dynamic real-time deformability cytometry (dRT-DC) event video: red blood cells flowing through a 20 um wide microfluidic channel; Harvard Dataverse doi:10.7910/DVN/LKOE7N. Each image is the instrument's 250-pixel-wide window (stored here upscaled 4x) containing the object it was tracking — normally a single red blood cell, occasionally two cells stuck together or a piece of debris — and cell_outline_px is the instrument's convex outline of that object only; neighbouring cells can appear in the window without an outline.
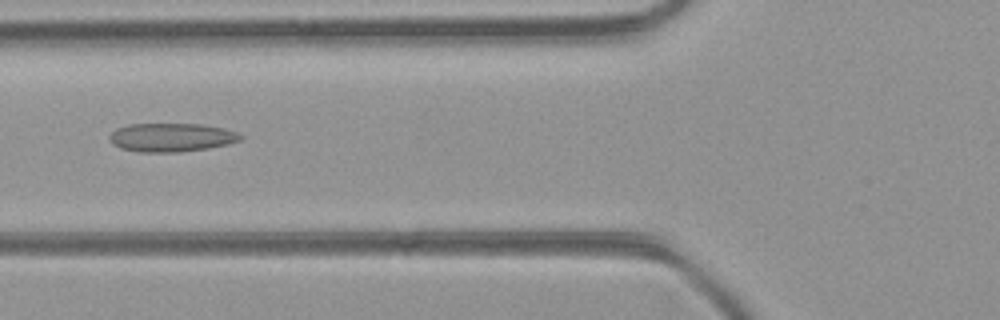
{"species": "common noctule bat (a hibernating species)", "species_latin": "Nyctalus noctula", "temperature_condition": "room temperature", "stored_images_in_passage": 35, "camera_frame_rate_fps": 3000, "um_per_image_px": 0.085, "animal": {"sex": "female", "body_mass_g": 21.9}, "frame": {"image": 1, "passage_image": 8, "time_ms": 2.333, "image_size_px": [1000, 320], "cell_outline_px": [[244, 136], [240, 140], [228, 144], [208, 148], [180, 152], [140, 152], [120, 148], [112, 144], [108, 140], [108, 136], [116, 128], [128, 124], [204, 124], [224, 128], [236, 132]], "centroid_in_image_um": [14.55, 11.68], "position_along_channel_um": 111.3, "area_um2": 22.02}}
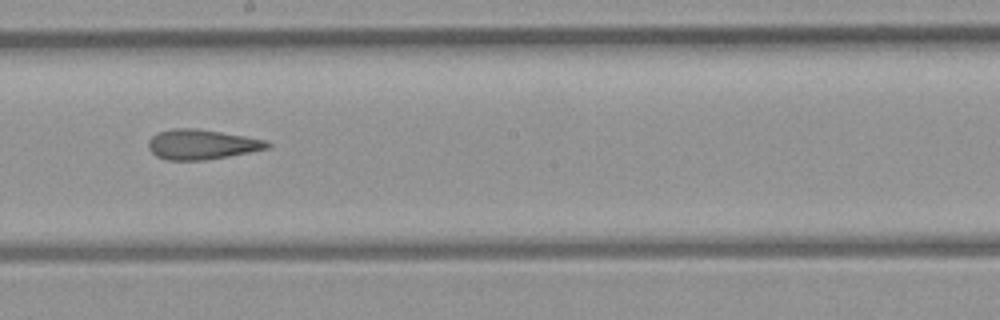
{"frame": {"image": 2, "passage_image": 16, "time_ms": 5.0, "image_size_px": [1000, 320], "cell_outline_px": [[272, 144], [268, 148], [228, 156], [204, 160], [168, 160], [156, 156], [148, 148], [148, 140], [152, 136], [160, 132], [172, 128], [196, 128], [268, 140]], "centroid_in_image_um": [17.13, 12.27], "position_along_channel_um": 231.1, "area_um2": 20.63}}
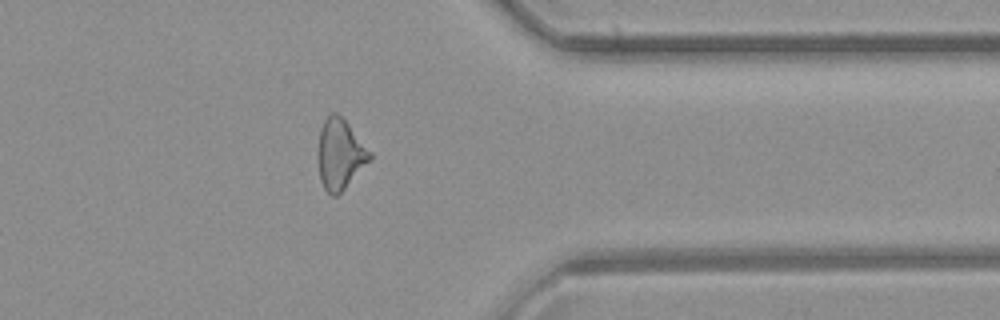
{"frame": {"image": 3, "passage_image": 27, "time_ms": 8.667, "image_size_px": [1000, 320], "cell_outline_px": [[372, 156], [344, 188], [336, 196], [332, 196], [324, 188], [320, 180], [316, 156], [316, 148], [320, 128], [324, 120], [332, 112], [336, 112], [348, 124], [372, 152]], "centroid_in_image_um": [28.84, 13.08], "position_along_channel_um": 382.6, "area_um2": 21.15}}